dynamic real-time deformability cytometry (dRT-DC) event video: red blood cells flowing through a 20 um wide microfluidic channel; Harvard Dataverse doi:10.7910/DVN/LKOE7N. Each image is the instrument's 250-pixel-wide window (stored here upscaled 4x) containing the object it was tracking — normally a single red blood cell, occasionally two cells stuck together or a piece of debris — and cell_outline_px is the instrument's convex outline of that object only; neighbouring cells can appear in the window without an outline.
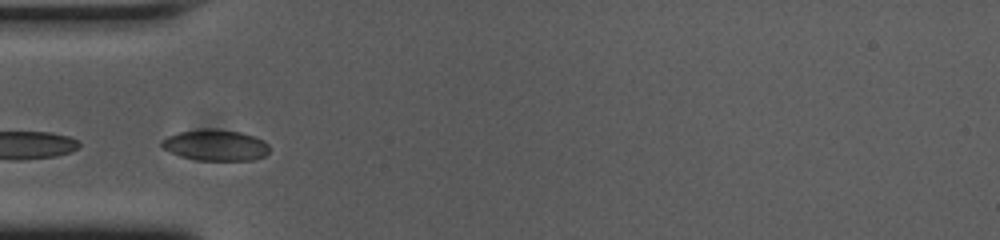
{"species": "common noctule bat (a hibernating species)", "species_latin": "Nyctalus noctula", "temperature_condition": "cold", "stored_images_in_passage": 5, "camera_frame_rate_fps": 3000, "um_per_image_px": 0.085, "animal": {"sex": "female", "body_mass_g": 23.0, "forearm_length_mm": 53.4}, "frame": {"image": 1, "passage_image": 2, "time_ms": 0.333, "image_size_px": [1000, 240], "cell_outline_px": [[268, 152], [264, 156], [252, 160], [196, 160], [180, 156], [164, 148], [160, 144], [168, 136], [180, 132], [208, 128], [240, 132], [264, 140], [268, 144]], "centroid_in_image_um": [18.34, 12.34], "position_along_channel_um": 66.7, "area_um2": 19.19}}